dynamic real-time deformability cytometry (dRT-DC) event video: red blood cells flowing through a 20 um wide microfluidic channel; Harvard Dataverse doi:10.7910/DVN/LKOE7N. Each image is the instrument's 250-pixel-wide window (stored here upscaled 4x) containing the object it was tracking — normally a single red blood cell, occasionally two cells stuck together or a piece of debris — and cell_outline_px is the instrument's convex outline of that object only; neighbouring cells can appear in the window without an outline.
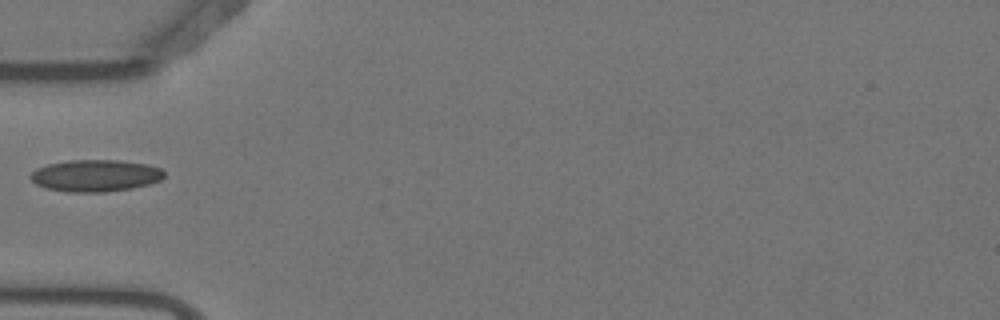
{"species": "Egyptian fruit bat (a non-hibernating species)", "species_latin": "Rousettus aegyptiacus", "temperature_condition": "warm", "stored_images_in_passage": 2, "camera_frame_rate_fps": 3000, "um_per_image_px": 0.085, "animal": {"sex": "female"}, "frame": {"image": 1, "passage_image": 1, "time_ms": 0.0, "image_size_px": [1000, 320], "cell_outline_px": [[164, 176], [160, 180], [148, 184], [132, 188], [104, 192], [68, 192], [44, 188], [36, 184], [28, 176], [36, 168], [48, 164], [68, 160], [120, 160], [148, 164], [160, 168], [164, 172]], "centroid_in_image_um": [8.09, 14.92], "position_along_channel_um": 76.9, "area_um2": 24.97}}
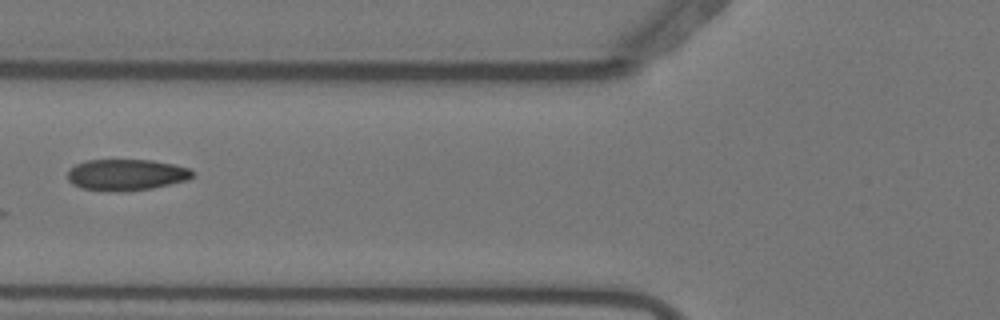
{"frame": {"image": 2, "passage_image": 2, "time_ms": 0.333, "image_size_px": [1000, 320], "cell_outline_px": [[196, 176], [188, 180], [152, 188], [116, 192], [80, 188], [72, 184], [68, 180], [68, 168], [84, 160], [152, 160], [172, 164], [188, 168]], "centroid_in_image_um": [10.71, 14.85], "position_along_channel_um": 115.1, "area_um2": 22.89}}